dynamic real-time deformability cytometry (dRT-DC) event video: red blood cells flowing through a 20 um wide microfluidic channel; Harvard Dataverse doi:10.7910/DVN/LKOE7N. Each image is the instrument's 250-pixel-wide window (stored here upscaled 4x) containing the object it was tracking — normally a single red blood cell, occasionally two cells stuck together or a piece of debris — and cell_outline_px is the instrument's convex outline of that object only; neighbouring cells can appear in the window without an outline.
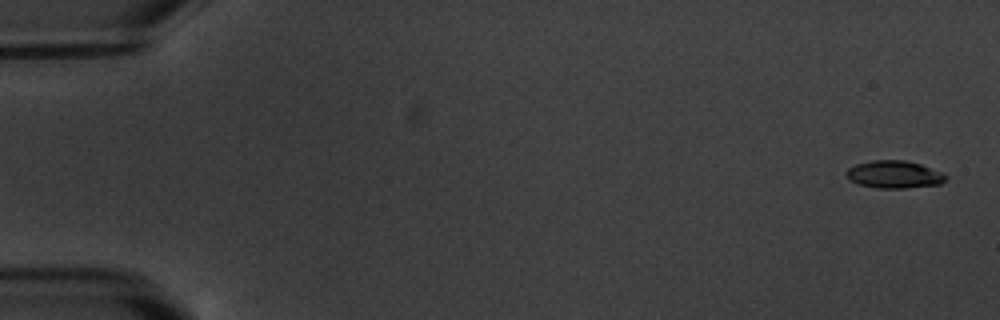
{"species": "common noctule bat (a hibernating species)", "species_latin": "Nyctalus noctula", "temperature_condition": "warm", "stored_images_in_passage": 14, "camera_frame_rate_fps": 3000, "um_per_image_px": 0.085, "animal": {"sex": "male", "body_mass_g": 20.1, "forearm_length_mm": 53.5}, "frame": {"image": 1, "passage_image": 1, "time_ms": 0.0, "image_size_px": [1000, 320], "cell_outline_px": [[948, 176], [940, 184], [904, 188], [876, 188], [860, 184], [848, 180], [844, 172], [848, 168], [856, 164], [872, 160], [904, 160], [920, 164], [944, 172]], "centroid_in_image_um": [75.99, 14.82], "position_along_channel_um": 9.0, "area_um2": 16.07}}
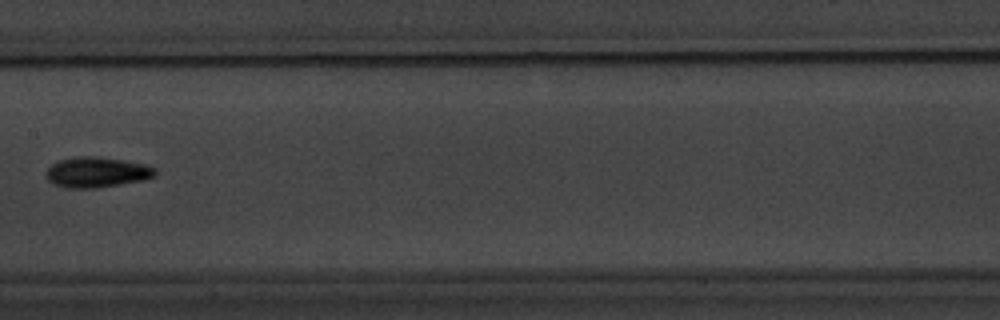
{"frame": {"image": 2, "passage_image": 9, "time_ms": 9.667, "image_size_px": [1000, 320], "cell_outline_px": [[156, 176], [144, 180], [96, 188], [68, 188], [52, 184], [48, 180], [44, 172], [56, 160], [80, 156], [100, 156], [124, 160], [144, 164], [156, 168]], "centroid_in_image_um": [8.21, 14.63], "position_along_channel_um": 199.2, "area_um2": 19.59}}
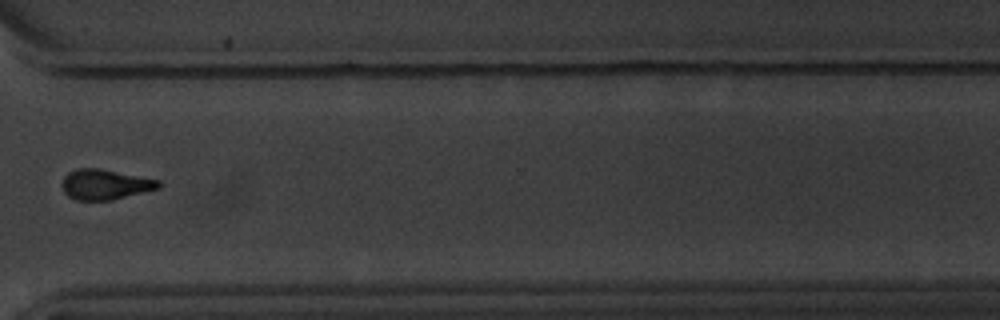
{"frame": {"image": 3, "passage_image": 13, "time_ms": 14.333, "image_size_px": [1000, 320], "cell_outline_px": [[160, 188], [112, 200], [76, 200], [68, 196], [64, 192], [60, 184], [64, 176], [68, 172], [80, 168], [100, 168], [160, 180]], "centroid_in_image_um": [8.91, 15.68], "position_along_channel_um": 361.7, "area_um2": 17.11}, "authors_computed_cell_mechanics": {"area_um2": 17.051, "velocity_mm_per_s": 3.4888, "shape_relaxation_time_tau1_ms": 3.4606, "shape_relaxation_time_tau2_ms": 3.7114, "deformation_change_tau1": 0.1006, "deformation_change_tau2": 0.1008}}